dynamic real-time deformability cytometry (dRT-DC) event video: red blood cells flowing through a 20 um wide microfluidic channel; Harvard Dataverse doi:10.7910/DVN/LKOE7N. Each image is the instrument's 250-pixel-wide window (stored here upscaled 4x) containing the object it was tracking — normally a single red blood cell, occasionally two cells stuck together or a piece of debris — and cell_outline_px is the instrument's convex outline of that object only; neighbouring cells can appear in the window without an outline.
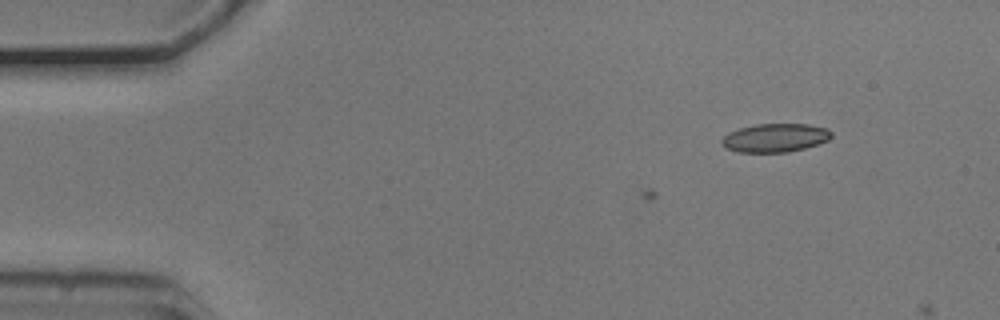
{"species": "common noctule bat (a hibernating species)", "species_latin": "Nyctalus noctula", "temperature_condition": "cold", "stored_images_in_passage": 5, "camera_frame_rate_fps": 3000, "um_per_image_px": 0.085, "animal": {"sex": "male", "body_mass_g": 20.5, "forearm_length_mm": 52.5}, "frame": {"image": 1, "passage_image": 5, "time_ms": 1.333, "image_size_px": [1000, 320], "cell_outline_px": [[832, 136], [828, 140], [804, 148], [788, 152], [736, 152], [720, 144], [720, 140], [728, 132], [740, 128], [756, 124], [808, 124], [828, 128], [832, 132]], "centroid_in_image_um": [65.87, 11.71], "position_along_channel_um": 19.1, "area_um2": 18.26}}